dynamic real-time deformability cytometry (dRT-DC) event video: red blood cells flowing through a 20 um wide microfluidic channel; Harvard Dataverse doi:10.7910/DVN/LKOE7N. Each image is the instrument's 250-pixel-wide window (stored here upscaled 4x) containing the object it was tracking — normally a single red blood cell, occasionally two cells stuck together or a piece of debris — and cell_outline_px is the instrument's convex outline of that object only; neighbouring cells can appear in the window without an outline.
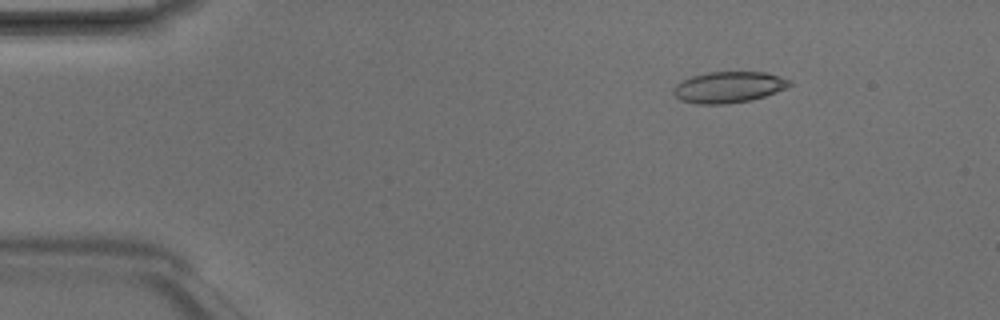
{"species": "Egyptian fruit bat (a non-hibernating species)", "species_latin": "Rousettus aegyptiacus", "temperature_condition": "room temperature", "stored_images_in_passage": 4, "camera_frame_rate_fps": 3000, "um_per_image_px": 0.085, "animal": {"sex": "male"}, "frame": {"image": 1, "passage_image": 2, "time_ms": 0.333, "image_size_px": [1000, 320], "cell_outline_px": [[792, 84], [776, 92], [752, 100], [728, 104], [696, 104], [680, 100], [672, 92], [672, 88], [676, 84], [692, 76], [708, 72], [764, 72], [780, 76], [792, 80]], "centroid_in_image_um": [61.93, 7.41], "position_along_channel_um": 23.1, "area_um2": 21.15}}
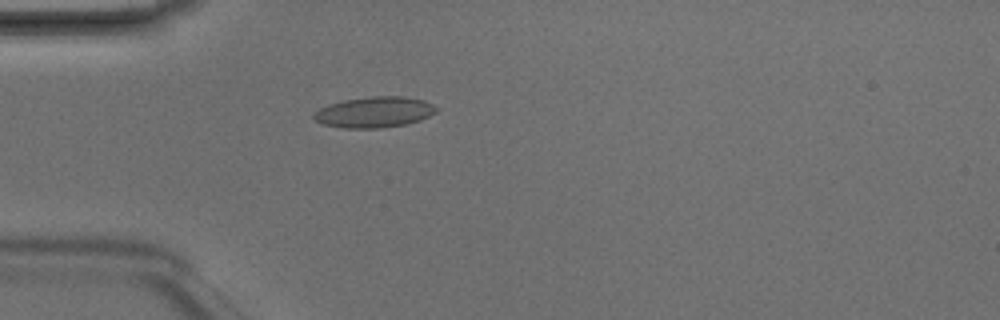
{"frame": {"image": 2, "passage_image": 4, "time_ms": 1.0, "image_size_px": [1000, 320], "cell_outline_px": [[440, 108], [436, 112], [420, 120], [408, 124], [380, 128], [344, 128], [324, 124], [316, 120], [312, 116], [320, 108], [328, 104], [344, 100], [372, 96], [404, 96], [424, 100]], "centroid_in_image_um": [31.86, 9.53], "position_along_channel_um": 53.1, "area_um2": 22.02}}